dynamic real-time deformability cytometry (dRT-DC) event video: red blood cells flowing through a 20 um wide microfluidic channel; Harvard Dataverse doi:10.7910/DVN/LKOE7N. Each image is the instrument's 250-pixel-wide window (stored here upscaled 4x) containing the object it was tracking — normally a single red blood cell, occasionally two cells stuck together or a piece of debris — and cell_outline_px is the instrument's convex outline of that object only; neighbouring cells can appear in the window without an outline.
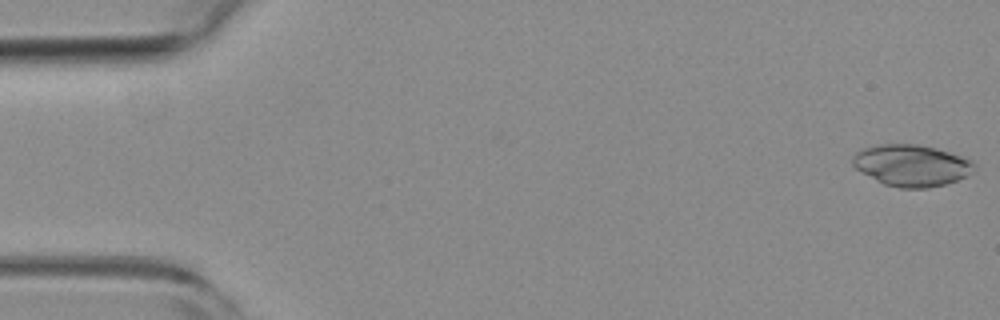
{"species": "common noctule bat (a hibernating species)", "species_latin": "Nyctalus noctula", "temperature_condition": "room temperature", "stored_images_in_passage": 54, "camera_frame_rate_fps": 3000, "um_per_image_px": 0.085, "animal": {"sex": "female", "body_mass_g": 19.3, "forearm_length_mm": 54.1}, "frame": {"image": 1, "passage_image": 1, "time_ms": 0.0, "image_size_px": [1000, 320], "cell_outline_px": [[976, 168], [972, 172], [956, 180], [944, 184], [928, 188], [900, 188], [884, 184], [876, 180], [856, 168], [852, 164], [852, 156], [860, 148], [880, 144], [920, 144], [936, 148], [964, 156], [972, 160], [976, 164]], "centroid_in_image_um": [77.49, 14.04], "position_along_channel_um": 7.5, "area_um2": 29.59}}
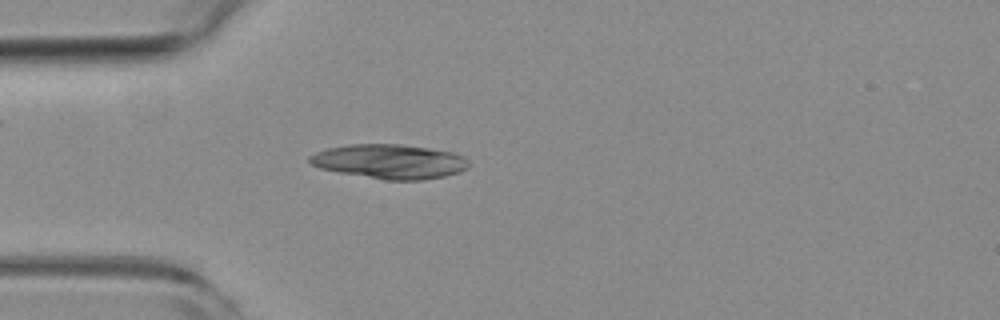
{"frame": {"image": 2, "passage_image": 15, "time_ms": 4.667, "image_size_px": [1000, 320], "cell_outline_px": [[468, 168], [460, 172], [444, 176], [424, 180], [384, 180], [336, 172], [320, 168], [312, 164], [308, 160], [308, 156], [316, 152], [328, 148], [348, 144], [400, 144], [428, 148], [452, 152], [464, 156], [468, 160]], "centroid_in_image_um": [33.11, 13.73], "position_along_channel_um": 51.9, "area_um2": 32.08}}